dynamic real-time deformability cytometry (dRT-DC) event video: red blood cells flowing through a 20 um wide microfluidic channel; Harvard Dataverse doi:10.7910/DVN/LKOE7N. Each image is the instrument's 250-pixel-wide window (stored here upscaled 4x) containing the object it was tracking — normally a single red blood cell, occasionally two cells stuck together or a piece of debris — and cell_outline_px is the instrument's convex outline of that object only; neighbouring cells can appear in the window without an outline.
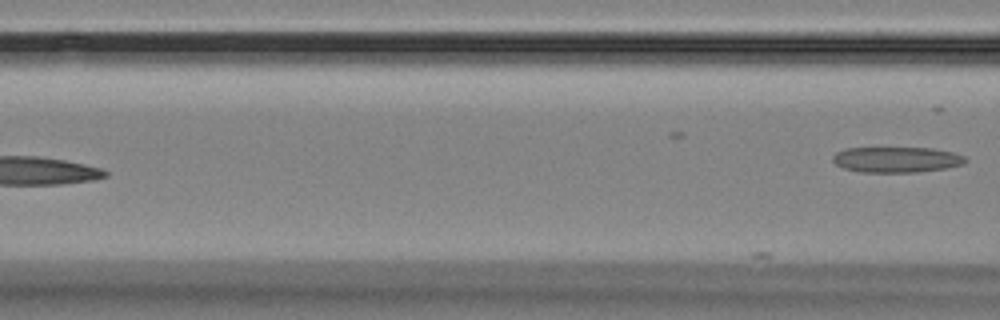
{"species": "Egyptian fruit bat (a non-hibernating species)", "species_latin": "Rousettus aegyptiacus", "temperature_condition": "room temperature", "stored_images_in_passage": 7, "camera_frame_rate_fps": 3000, "um_per_image_px": 0.085, "animal": {"sex": "female"}, "frame": {"image": 1, "passage_image": 7, "time_ms": 7.333, "image_size_px": [1000, 320], "cell_outline_px": [[968, 160], [964, 164], [944, 168], [916, 172], [860, 172], [844, 168], [836, 164], [832, 160], [832, 156], [836, 152], [848, 148], [932, 148], [952, 152], [964, 156]], "centroid_in_image_um": [76.2, 13.56], "position_along_channel_um": 90.4, "area_um2": 19.71}}